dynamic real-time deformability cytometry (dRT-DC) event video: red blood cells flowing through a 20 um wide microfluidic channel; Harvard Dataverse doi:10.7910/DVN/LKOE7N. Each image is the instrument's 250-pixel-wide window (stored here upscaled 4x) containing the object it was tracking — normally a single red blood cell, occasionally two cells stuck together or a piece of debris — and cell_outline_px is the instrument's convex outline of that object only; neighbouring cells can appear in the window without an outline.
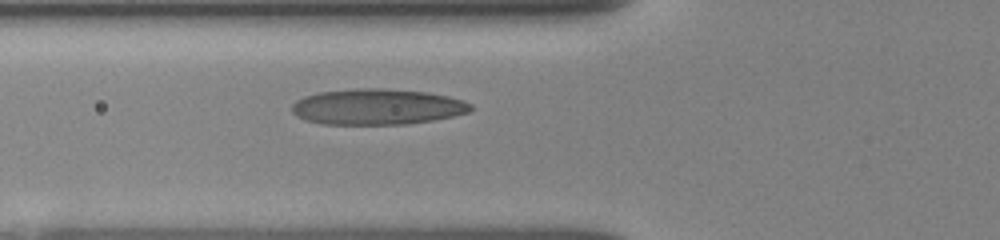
{"species": "human", "species_latin": "Homo sapiens", "temperature_condition": "room temperature", "stored_images_in_passage": 7, "camera_frame_rate_fps": 3000, "um_per_image_px": 0.085, "donor": {"sex": "female"}, "frame": {"image": 1, "passage_image": 7, "time_ms": 4.667, "image_size_px": [1000, 240], "cell_outline_px": [[472, 108], [468, 112], [452, 116], [432, 120], [408, 124], [320, 124], [304, 120], [296, 116], [292, 112], [292, 104], [296, 100], [304, 96], [320, 92], [356, 88], [380, 88], [428, 92], [448, 96], [464, 100], [472, 104]], "centroid_in_image_um": [32.04, 9.07], "position_along_channel_um": 93.8, "area_um2": 37.45}}